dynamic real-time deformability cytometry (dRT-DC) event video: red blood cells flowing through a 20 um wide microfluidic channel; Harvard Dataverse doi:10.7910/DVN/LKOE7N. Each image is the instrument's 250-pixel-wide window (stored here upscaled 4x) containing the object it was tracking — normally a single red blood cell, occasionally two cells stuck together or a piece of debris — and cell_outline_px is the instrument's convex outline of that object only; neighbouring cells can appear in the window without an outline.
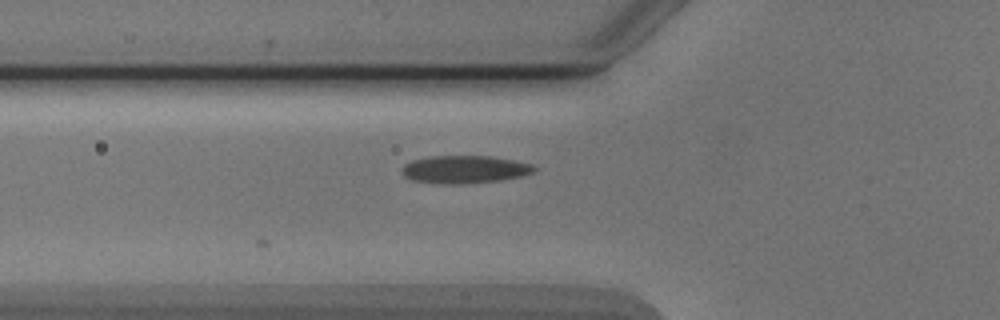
{"species": "Egyptian fruit bat (a non-hibernating species)", "species_latin": "Rousettus aegyptiacus", "temperature_condition": "cold", "stored_images_in_passage": 6, "camera_frame_rate_fps": 3000, "um_per_image_px": 0.085, "animal": {"sex": "male"}, "frame": {"image": 1, "passage_image": 6, "time_ms": 6.0, "image_size_px": [1000, 320], "cell_outline_px": [[536, 172], [520, 176], [500, 180], [460, 184], [444, 184], [412, 180], [404, 176], [400, 172], [400, 168], [404, 164], [412, 160], [432, 156], [492, 156], [532, 164], [536, 168]], "centroid_in_image_um": [39.46, 14.4], "position_along_channel_um": 86.3, "area_um2": 21.44}}